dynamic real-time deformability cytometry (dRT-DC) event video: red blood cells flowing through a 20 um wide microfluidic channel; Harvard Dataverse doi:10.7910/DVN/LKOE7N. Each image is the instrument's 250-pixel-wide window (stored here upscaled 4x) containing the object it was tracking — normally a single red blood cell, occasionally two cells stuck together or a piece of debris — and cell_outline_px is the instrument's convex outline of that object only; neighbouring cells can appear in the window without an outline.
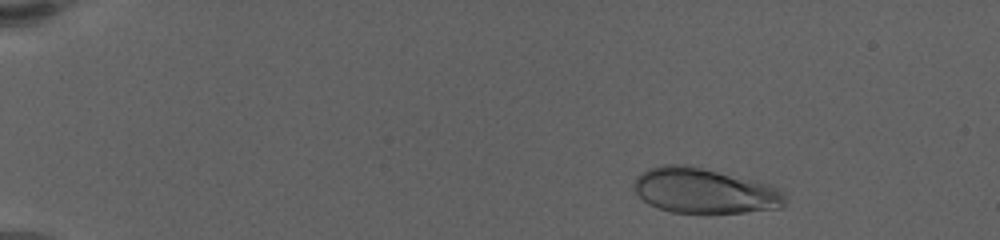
{"species": "human", "species_latin": "Homo sapiens", "temperature_condition": "warm", "stored_images_in_passage": 45, "camera_frame_rate_fps": 3000, "um_per_image_px": 0.085, "donor": {"sex": "female"}, "frame": {"image": 1, "passage_image": 5, "time_ms": 1.667, "image_size_px": [1000, 240], "cell_outline_px": [[788, 200], [780, 208], [708, 216], [672, 212], [648, 204], [636, 192], [632, 184], [636, 176], [652, 168], [664, 164], [684, 164], [772, 184]], "centroid_in_image_um": [59.88, 16.26], "position_along_channel_um": 25.1, "area_um2": 40.4}}
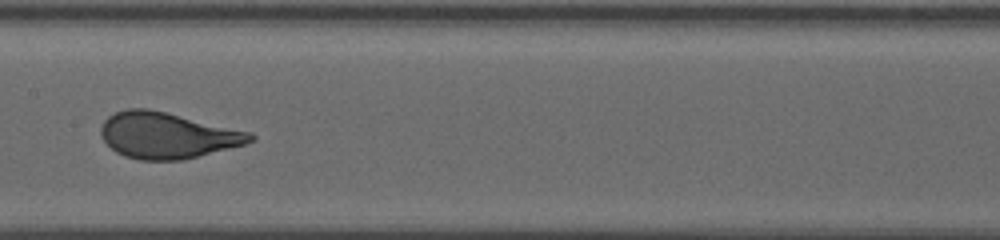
{"frame": {"image": 2, "passage_image": 24, "time_ms": 10.0, "image_size_px": [1000, 240], "cell_outline_px": [[256, 140], [244, 144], [180, 160], [140, 160], [124, 156], [116, 152], [100, 136], [100, 128], [104, 120], [108, 116], [116, 112], [128, 108], [148, 108], [252, 132], [256, 136]], "centroid_in_image_um": [14.2, 11.5], "position_along_channel_um": 193.2, "area_um2": 39.88}}
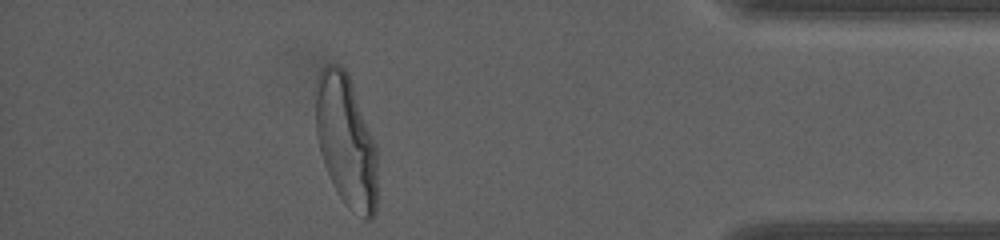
{"frame": {"image": 3, "passage_image": 41, "time_ms": 17.333, "image_size_px": [1000, 240], "cell_outline_px": [[376, 212], [372, 220], [364, 220], [340, 196], [332, 184], [324, 164], [320, 152], [316, 132], [316, 80], [320, 72], [328, 64], [336, 64], [344, 68], [348, 72], [376, 144]], "centroid_in_image_um": [29.42, 11.96], "position_along_channel_um": 405.8, "area_um2": 47.22}, "authors_computed_cell_mechanics": {"area_um2": 40.1132, "velocity_mm_per_s": 3.3599, "shape_relaxation_time_tau1_ms": 4.6796, "shape_relaxation_time_tau2_ms": null, "deformation_change_tau1": 0.2117, "deformation_change_tau2": null}}